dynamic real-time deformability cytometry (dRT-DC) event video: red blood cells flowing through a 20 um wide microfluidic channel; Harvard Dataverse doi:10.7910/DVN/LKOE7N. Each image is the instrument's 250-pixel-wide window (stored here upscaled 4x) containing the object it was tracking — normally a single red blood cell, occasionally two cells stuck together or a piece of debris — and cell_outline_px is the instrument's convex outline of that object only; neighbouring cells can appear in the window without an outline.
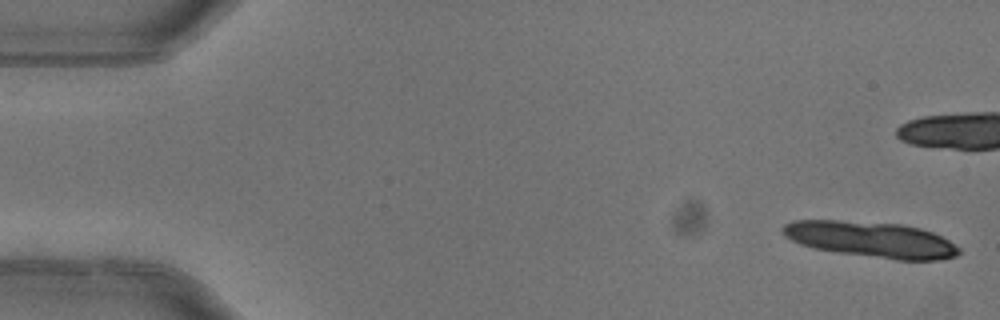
{"species": "common noctule bat (a hibernating species)", "species_latin": "Nyctalus noctula", "temperature_condition": "warm", "stored_images_in_passage": 5, "camera_frame_rate_fps": 3000, "um_per_image_px": 0.085, "animal": {"sex": "female"}, "frame": {"image": 1, "passage_image": 1, "time_ms": 0.0, "image_size_px": [1000, 320], "cell_outline_px": [[960, 252], [956, 256], [940, 260], [896, 260], [836, 252], [812, 248], [800, 244], [784, 236], [780, 228], [784, 224], [792, 220], [836, 220], [900, 224], [920, 228], [932, 232], [948, 240], [960, 248]], "centroid_in_image_um": [74.02, 20.36], "position_along_channel_um": 11.0, "area_um2": 36.93}}